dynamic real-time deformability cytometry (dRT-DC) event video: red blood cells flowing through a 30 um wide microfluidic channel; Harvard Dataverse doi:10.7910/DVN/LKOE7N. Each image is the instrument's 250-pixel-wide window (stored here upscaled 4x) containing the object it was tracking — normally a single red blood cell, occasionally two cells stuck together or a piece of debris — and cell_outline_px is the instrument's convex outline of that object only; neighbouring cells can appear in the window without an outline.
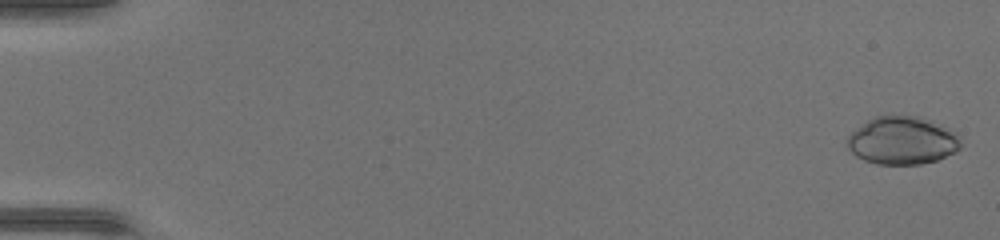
{"species": "common noctule bat (a hibernating species)", "species_latin": "Nyctalus noctula", "temperature_condition": "warm", "stored_images_in_passage": 47, "camera_frame_rate_fps": 3000, "um_per_image_px": 0.085, "animal": {"sex": "female", "body_mass_g": 17.0, "forearm_length_mm": 48.0}, "frame": {"image": 1, "passage_image": 1, "time_ms": 0.0, "image_size_px": [1000, 240], "cell_outline_px": [[960, 148], [956, 152], [936, 160], [920, 164], [876, 164], [864, 160], [856, 156], [848, 148], [848, 136], [856, 128], [868, 120], [876, 116], [920, 116], [932, 120], [956, 132], [960, 140]], "centroid_in_image_um": [76.71, 11.94], "position_along_channel_um": 8.3, "area_um2": 31.62}}
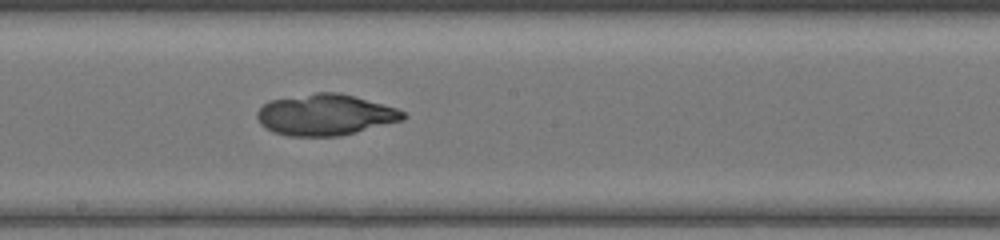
{"frame": {"image": 2, "passage_image": 27, "time_ms": 8.667, "image_size_px": [1000, 240], "cell_outline_px": [[408, 116], [404, 120], [340, 136], [288, 136], [272, 132], [264, 128], [260, 124], [256, 116], [256, 112], [268, 100], [316, 92], [340, 92], [396, 108], [404, 112]], "centroid_in_image_um": [27.62, 9.76], "position_along_channel_um": 220.6, "area_um2": 35.26}}
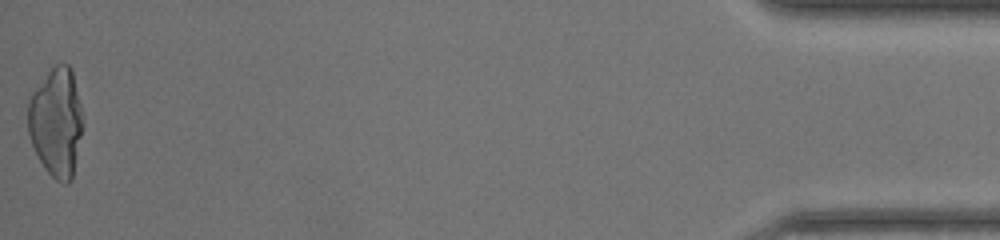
{"frame": {"image": 3, "passage_image": 47, "time_ms": 15.333, "image_size_px": [1000, 240], "cell_outline_px": [[80, 136], [72, 180], [68, 184], [64, 184], [56, 180], [44, 168], [32, 144], [28, 132], [28, 100], [32, 92], [48, 72], [56, 64], [68, 64], [72, 68], [80, 104]], "centroid_in_image_um": [4.75, 10.39], "position_along_channel_um": 430.4, "area_um2": 34.22}}